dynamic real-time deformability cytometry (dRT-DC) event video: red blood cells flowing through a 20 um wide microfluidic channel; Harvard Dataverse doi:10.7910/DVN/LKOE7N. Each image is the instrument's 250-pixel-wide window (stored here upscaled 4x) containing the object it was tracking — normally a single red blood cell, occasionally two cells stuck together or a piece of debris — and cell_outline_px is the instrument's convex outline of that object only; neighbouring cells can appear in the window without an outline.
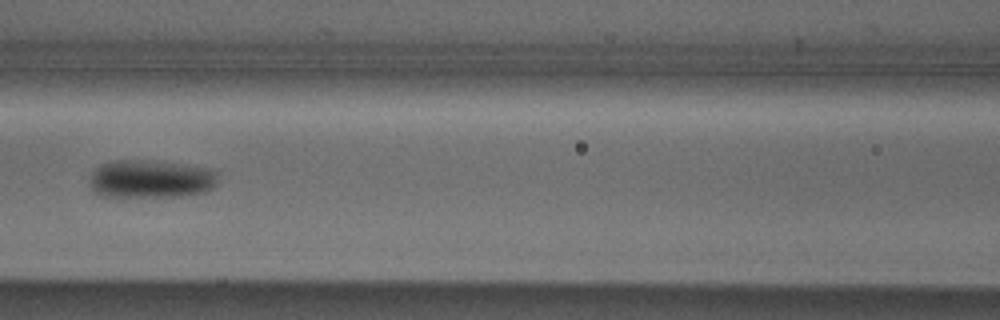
{"species": "Egyptian fruit bat (a non-hibernating species)", "species_latin": "Rousettus aegyptiacus", "temperature_condition": "cold", "stored_images_in_passage": 8, "camera_frame_rate_fps": 3000, "um_per_image_px": 0.085, "animal": {"sex": "male"}, "frame": {"image": 1, "passage_image": 7, "time_ms": 2.0, "image_size_px": [1000, 320], "cell_outline_px": [[216, 188], [204, 192], [180, 196], [104, 196], [96, 192], [92, 188], [88, 180], [92, 172], [100, 164], [112, 160], [152, 160], [216, 168]], "centroid_in_image_um": [12.85, 15.19], "position_along_channel_um": 153.7, "area_um2": 28.84}}
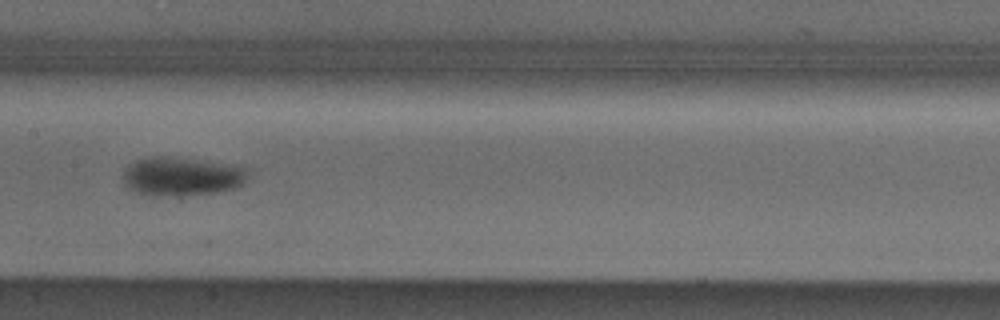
{"frame": {"image": 2, "passage_image": 8, "time_ms": 2.333, "image_size_px": [1000, 320], "cell_outline_px": [[248, 176], [244, 184], [236, 188], [220, 192], [168, 196], [152, 196], [136, 192], [128, 188], [124, 184], [120, 176], [124, 168], [128, 164], [136, 160], [152, 156], [164, 156], [196, 160], [244, 168]], "centroid_in_image_um": [15.34, 15.01], "position_along_channel_um": 192.1, "area_um2": 28.15}}